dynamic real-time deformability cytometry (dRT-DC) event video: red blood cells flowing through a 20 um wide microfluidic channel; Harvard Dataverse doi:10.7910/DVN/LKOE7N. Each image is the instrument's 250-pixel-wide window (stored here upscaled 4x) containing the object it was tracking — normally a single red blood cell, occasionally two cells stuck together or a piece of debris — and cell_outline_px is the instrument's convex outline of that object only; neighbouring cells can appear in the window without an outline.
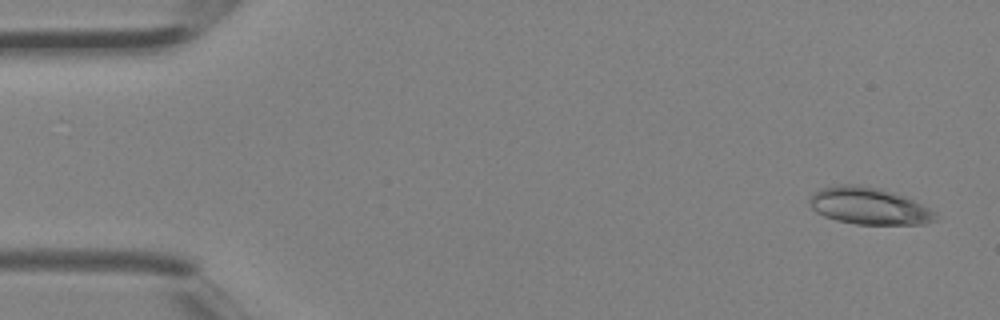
{"species": "Egyptian fruit bat (a non-hibernating species)", "species_latin": "Rousettus aegyptiacus", "temperature_condition": "room temperature", "stored_images_in_passage": 4, "camera_frame_rate_fps": 3000, "um_per_image_px": 0.085, "animal": {"sex": "female"}, "frame": {"image": 1, "passage_image": 1, "time_ms": 0.0, "image_size_px": [1000, 320], "cell_outline_px": [[936, 220], [924, 224], [856, 224], [836, 220], [824, 216], [816, 212], [808, 204], [808, 200], [820, 188], [836, 184], [860, 184], [880, 188], [904, 196], [936, 212]], "centroid_in_image_um": [73.82, 17.5], "position_along_channel_um": 11.2, "area_um2": 27.11}}
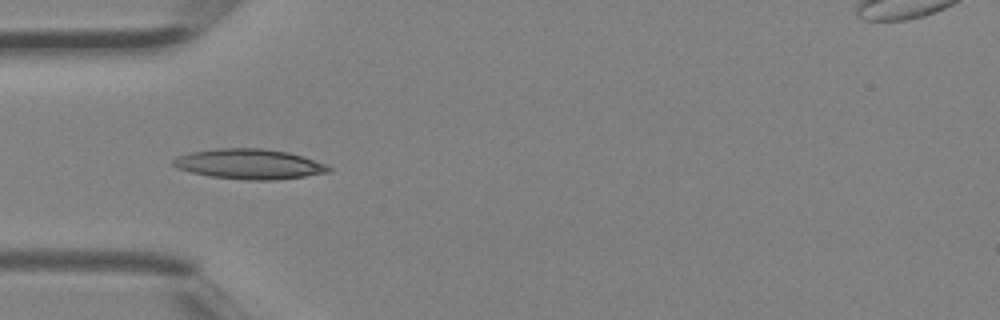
{"frame": {"image": 2, "passage_image": 4, "time_ms": 1.0, "image_size_px": [1000, 320], "cell_outline_px": [[332, 168], [328, 172], [304, 176], [276, 180], [248, 180], [208, 176], [176, 168], [172, 164], [172, 160], [176, 156], [192, 152], [216, 148], [264, 148], [288, 152], [304, 156], [324, 164]], "centroid_in_image_um": [21.16, 13.94], "position_along_channel_um": 63.8, "area_um2": 27.28}}